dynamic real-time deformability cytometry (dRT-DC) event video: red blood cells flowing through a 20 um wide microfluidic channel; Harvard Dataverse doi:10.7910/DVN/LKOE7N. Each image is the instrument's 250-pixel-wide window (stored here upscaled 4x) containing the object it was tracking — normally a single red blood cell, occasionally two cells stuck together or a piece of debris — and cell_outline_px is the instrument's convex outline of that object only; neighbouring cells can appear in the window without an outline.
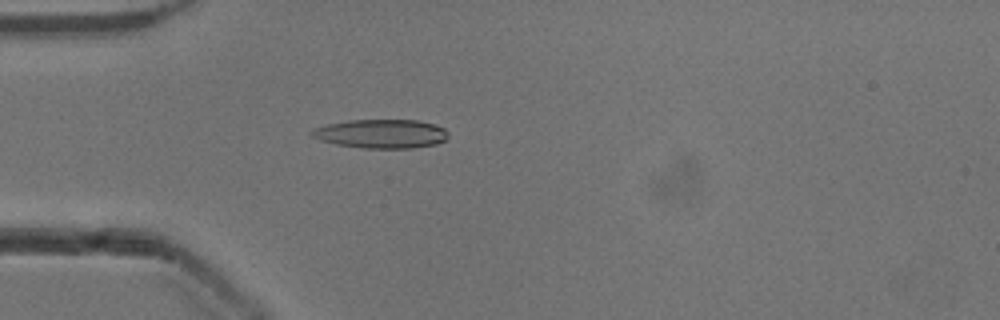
{"species": "common noctule bat (a hibernating species)", "species_latin": "Nyctalus noctula", "temperature_condition": "cold", "stored_images_in_passage": 38, "camera_frame_rate_fps": 3000, "um_per_image_px": 0.085, "animal": {"sex": "male", "body_mass_g": 13.3}, "frame": {"image": 1, "passage_image": 6, "time_ms": 1.667, "image_size_px": [1000, 320], "cell_outline_px": [[448, 136], [444, 140], [436, 144], [412, 148], [360, 148], [336, 144], [320, 140], [312, 136], [308, 132], [312, 128], [328, 124], [348, 120], [416, 120], [436, 124], [444, 128], [448, 132]], "centroid_in_image_um": [32.38, 11.36], "position_along_channel_um": 52.6, "area_um2": 23.12}}
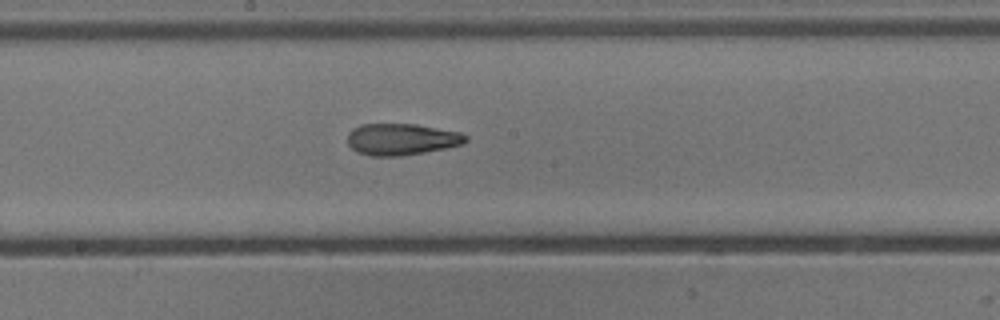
{"frame": {"image": 2, "passage_image": 19, "time_ms": 6.0, "image_size_px": [1000, 320], "cell_outline_px": [[468, 140], [464, 144], [424, 152], [400, 156], [368, 156], [356, 152], [348, 144], [348, 132], [352, 128], [360, 124], [416, 124], [460, 132], [468, 136]], "centroid_in_image_um": [34.11, 11.84], "position_along_channel_um": 214.1, "area_um2": 21.91}}
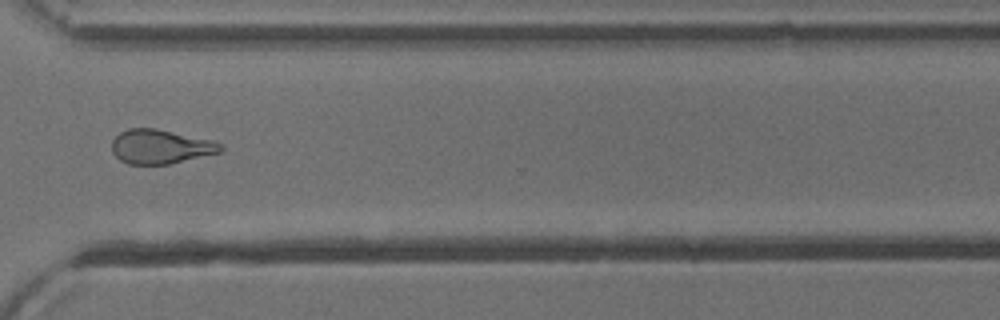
{"frame": {"image": 3, "passage_image": 30, "time_ms": 9.667, "image_size_px": [1000, 320], "cell_outline_px": [[224, 148], [220, 152], [168, 164], [128, 164], [120, 160], [112, 152], [112, 140], [120, 132], [128, 128], [156, 128], [216, 140]], "centroid_in_image_um": [13.65, 12.45], "position_along_channel_um": 357.0, "area_um2": 21.79}, "authors_computed_cell_mechanics": {"area_um2": 21.7906, "velocity_mm_per_s": 3.9099, "shape_relaxation_time_tau1_ms": null, "shape_relaxation_time_tau2_ms": 2.9921, "deformation_change_tau1": null, "deformation_change_tau2": 0.1188}}